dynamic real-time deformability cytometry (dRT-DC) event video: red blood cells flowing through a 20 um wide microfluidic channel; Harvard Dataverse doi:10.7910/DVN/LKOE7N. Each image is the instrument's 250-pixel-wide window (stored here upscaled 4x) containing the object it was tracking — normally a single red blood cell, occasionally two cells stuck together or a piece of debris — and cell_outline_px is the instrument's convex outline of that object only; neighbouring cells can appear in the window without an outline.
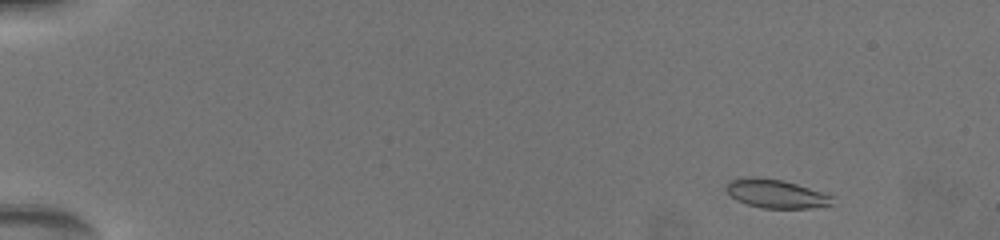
{"species": "common noctule bat (a hibernating species)", "species_latin": "Nyctalus noctula", "temperature_condition": "warm", "stored_images_in_passage": 23, "camera_frame_rate_fps": 3000, "um_per_image_px": 0.085, "animal": {"sex": "female", "body_mass_g": 19.5, "forearm_length_mm": 54.1}, "frame": {"image": 1, "passage_image": 2, "time_ms": 0.667, "image_size_px": [1000, 240], "cell_outline_px": [[832, 204], [812, 208], [764, 208], [748, 204], [736, 200], [724, 188], [728, 180], [744, 176], [756, 176], [784, 180], [832, 196]], "centroid_in_image_um": [65.88, 16.44], "position_along_channel_um": 19.1, "area_um2": 17.69}}
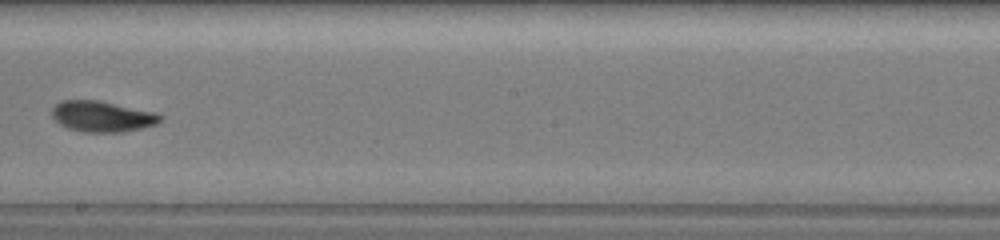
{"frame": {"image": 2, "passage_image": 14, "time_ms": 10.333, "image_size_px": [1000, 240], "cell_outline_px": [[164, 120], [156, 124], [144, 128], [120, 132], [84, 132], [68, 128], [60, 124], [52, 116], [52, 108], [56, 104], [64, 100], [100, 100], [152, 112], [164, 116]], "centroid_in_image_um": [8.71, 9.9], "position_along_channel_um": 239.5, "area_um2": 19.42}}
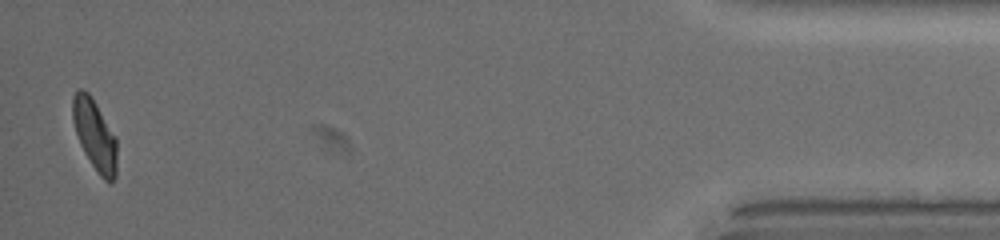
{"frame": {"image": 3, "passage_image": 23, "time_ms": 17.333, "image_size_px": [1000, 240], "cell_outline_px": [[116, 176], [112, 184], [108, 184], [100, 176], [84, 152], [80, 144], [72, 120], [72, 96], [80, 88], [88, 92], [96, 104], [116, 136]], "centroid_in_image_um": [8.06, 11.49], "position_along_channel_um": 427.1, "area_um2": 18.26}, "authors_computed_cell_mechanics": {"area_um2": 18.496, "velocity_mm_per_s": 3.7705, "shape_relaxation_time_tau1_ms": 3.1758, "shape_relaxation_time_tau2_ms": 2.7365, "deformation_change_tau1": 0.1441, "deformation_change_tau2": 0.0749}}